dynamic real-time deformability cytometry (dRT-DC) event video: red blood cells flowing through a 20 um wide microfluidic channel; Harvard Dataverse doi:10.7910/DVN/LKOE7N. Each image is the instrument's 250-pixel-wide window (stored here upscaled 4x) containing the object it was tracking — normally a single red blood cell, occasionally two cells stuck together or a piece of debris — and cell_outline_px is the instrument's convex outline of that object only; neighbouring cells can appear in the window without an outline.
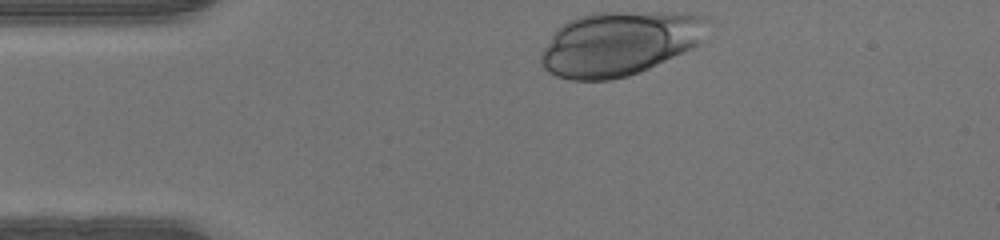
{"species": "human", "species_latin": "Homo sapiens", "temperature_condition": "warm", "stored_images_in_passage": 31, "camera_frame_rate_fps": 3000, "um_per_image_px": 0.085, "donor": {"sex": "male"}, "frame": {"image": 1, "passage_image": 1, "time_ms": 0.0, "image_size_px": [1000, 240], "cell_outline_px": [[708, 20], [700, 44], [692, 48], [640, 72], [628, 76], [612, 80], [572, 80], [556, 76], [548, 72], [540, 64], [540, 56], [544, 48], [556, 28], [568, 20], [592, 12], [684, 12], [708, 16]], "centroid_in_image_um": [52.64, 3.68], "position_along_channel_um": 32.4, "area_um2": 62.77}}
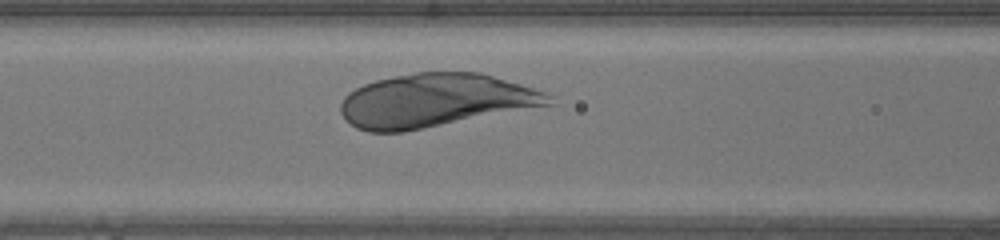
{"frame": {"image": 2, "passage_image": 11, "time_ms": 3.333, "image_size_px": [1000, 240], "cell_outline_px": [[556, 104], [404, 132], [368, 132], [356, 128], [344, 120], [340, 112], [340, 104], [344, 96], [348, 92], [364, 84], [376, 80], [416, 72], [480, 72], [520, 84], [544, 92], [552, 96]], "centroid_in_image_um": [36.98, 8.55], "position_along_channel_um": 129.6, "area_um2": 65.03}}